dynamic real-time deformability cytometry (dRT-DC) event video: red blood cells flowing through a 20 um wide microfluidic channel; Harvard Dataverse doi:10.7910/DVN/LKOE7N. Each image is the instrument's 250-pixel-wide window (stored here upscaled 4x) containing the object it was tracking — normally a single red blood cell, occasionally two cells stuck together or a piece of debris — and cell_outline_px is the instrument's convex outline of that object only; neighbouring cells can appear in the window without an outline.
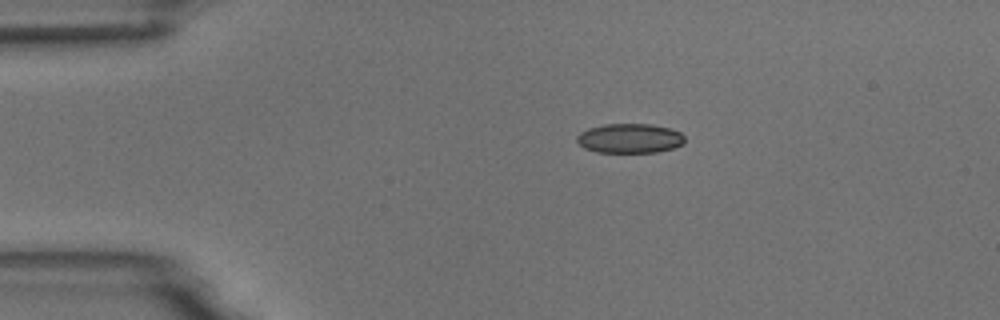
{"species": "common noctule bat (a hibernating species)", "species_latin": "Nyctalus noctula", "temperature_condition": "room temperature", "stored_images_in_passage": 7, "camera_frame_rate_fps": 3000, "um_per_image_px": 0.085, "animal": {"sex": "male", "body_mass_g": 18.8}, "frame": {"image": 1, "passage_image": 1, "time_ms": 0.0, "image_size_px": [1000, 320], "cell_outline_px": [[684, 144], [672, 148], [656, 152], [596, 152], [584, 148], [576, 140], [576, 136], [580, 132], [588, 128], [604, 124], [652, 124], [672, 128], [680, 132], [684, 136]], "centroid_in_image_um": [53.53, 11.75], "position_along_channel_um": 31.5, "area_um2": 18.67}}
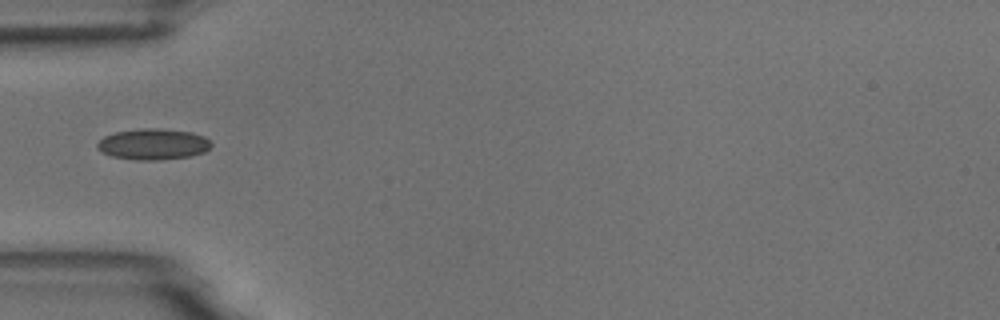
{"frame": {"image": 2, "passage_image": 3, "time_ms": 2.333, "image_size_px": [1000, 320], "cell_outline_px": [[212, 144], [204, 152], [188, 156], [160, 160], [136, 160], [112, 156], [100, 152], [96, 148], [96, 144], [104, 136], [116, 132], [140, 128], [156, 128], [192, 132], [204, 136]], "centroid_in_image_um": [12.98, 12.25], "position_along_channel_um": 72.0, "area_um2": 20.58}}
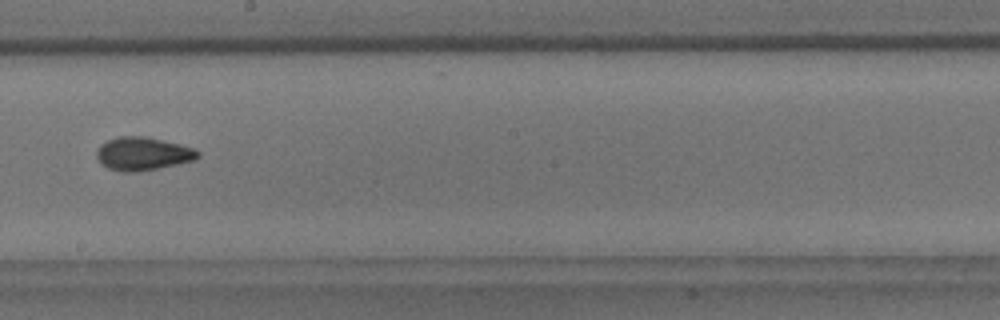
{"frame": {"image": 3, "passage_image": 7, "time_ms": 6.667, "image_size_px": [1000, 320], "cell_outline_px": [[200, 156], [196, 160], [140, 172], [120, 172], [108, 168], [100, 164], [96, 156], [96, 152], [100, 144], [108, 140], [120, 136], [148, 136], [180, 144], [192, 148], [200, 152]], "centroid_in_image_um": [12.13, 13.07], "position_along_channel_um": 236.1, "area_um2": 19.88}}